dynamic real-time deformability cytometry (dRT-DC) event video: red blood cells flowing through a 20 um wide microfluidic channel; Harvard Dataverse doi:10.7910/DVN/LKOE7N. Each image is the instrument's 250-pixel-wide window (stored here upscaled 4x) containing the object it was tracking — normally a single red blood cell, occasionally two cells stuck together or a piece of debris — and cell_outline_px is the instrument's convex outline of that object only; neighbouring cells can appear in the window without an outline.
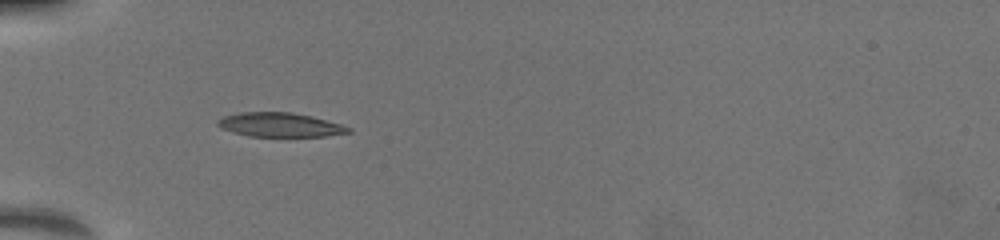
{"species": "common noctule bat (a hibernating species)", "species_latin": "Nyctalus noctula", "temperature_condition": "warm", "stored_images_in_passage": 2, "camera_frame_rate_fps": 3000, "um_per_image_px": 0.085, "animal": {"sex": "female", "body_mass_g": 19.5, "forearm_length_mm": 54.1}, "frame": {"image": 1, "passage_image": 1, "time_ms": 0.0, "image_size_px": [1000, 240], "cell_outline_px": [[352, 132], [324, 136], [248, 136], [232, 132], [216, 124], [216, 120], [224, 116], [240, 112], [292, 112], [312, 116], [340, 124], [352, 128]], "centroid_in_image_um": [23.79, 10.6], "position_along_channel_um": 61.2, "area_um2": 18.32}}